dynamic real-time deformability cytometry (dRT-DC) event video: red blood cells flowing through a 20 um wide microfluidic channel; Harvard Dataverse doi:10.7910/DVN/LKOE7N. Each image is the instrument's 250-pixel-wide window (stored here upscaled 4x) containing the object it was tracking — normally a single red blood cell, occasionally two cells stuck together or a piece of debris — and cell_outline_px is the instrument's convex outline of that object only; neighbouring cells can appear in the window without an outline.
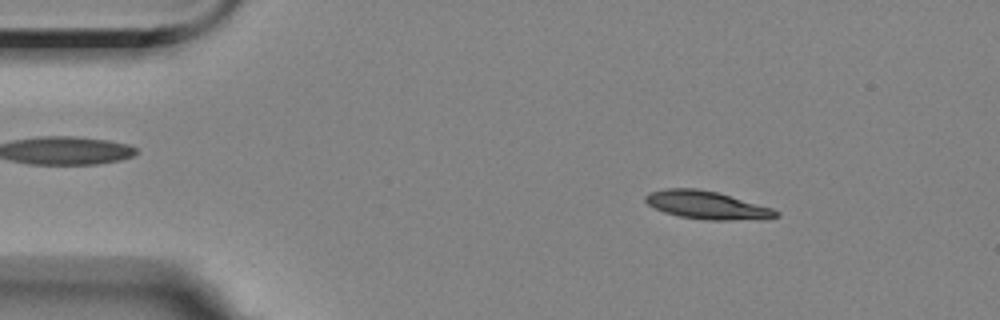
{"species": "Egyptian fruit bat (a non-hibernating species)", "species_latin": "Rousettus aegyptiacus", "temperature_condition": "room temperature", "stored_images_in_passage": 10, "camera_frame_rate_fps": 3000, "um_per_image_px": 0.085, "animal": {"sex": "female"}, "frame": {"image": 1, "passage_image": 2, "time_ms": 1.333, "image_size_px": [1000, 320], "cell_outline_px": [[780, 216], [732, 220], [708, 220], [680, 216], [664, 212], [648, 204], [644, 200], [644, 196], [648, 192], [664, 188], [696, 188], [716, 192], [772, 208], [780, 212]], "centroid_in_image_um": [60.01, 17.41], "position_along_channel_um": 25.0, "area_um2": 20.92}}
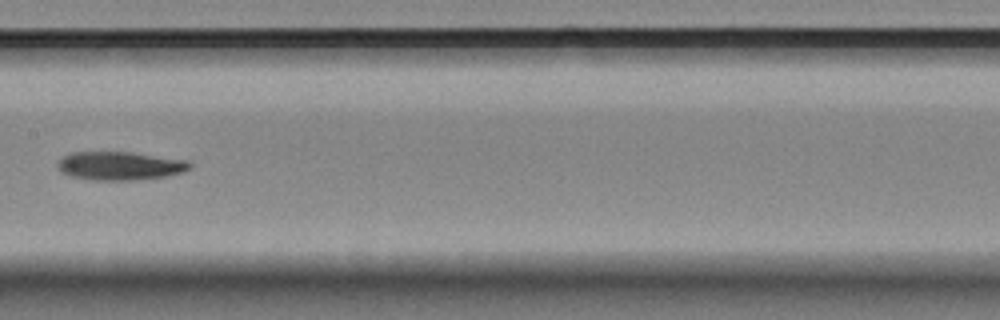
{"frame": {"image": 2, "passage_image": 7, "time_ms": 8.0, "image_size_px": [1000, 320], "cell_outline_px": [[192, 168], [184, 172], [164, 176], [132, 180], [92, 180], [72, 176], [60, 172], [56, 168], [56, 164], [64, 156], [72, 152], [132, 152], [192, 160]], "centroid_in_image_um": [10.24, 14.08], "position_along_channel_um": 197.2, "area_um2": 22.2}}
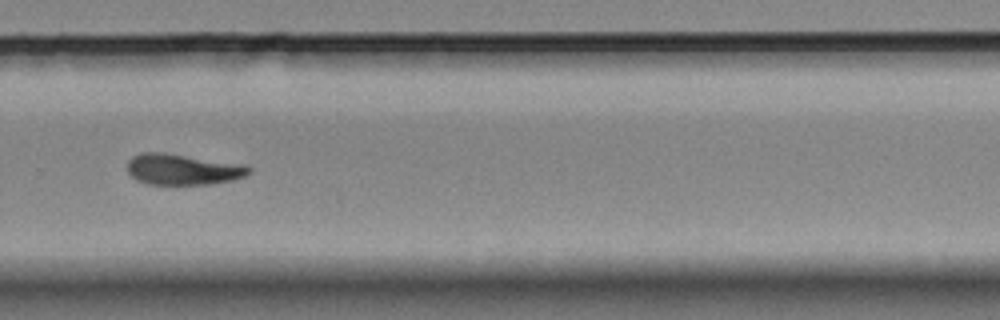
{"frame": {"image": 3, "passage_image": 10, "time_ms": 11.333, "image_size_px": [1000, 320], "cell_outline_px": [[252, 172], [244, 176], [232, 180], [208, 184], [148, 184], [136, 180], [128, 172], [128, 160], [132, 156], [140, 152], [164, 152], [244, 164], [252, 168]], "centroid_in_image_um": [15.53, 14.38], "position_along_channel_um": 314.3, "area_um2": 22.02}}